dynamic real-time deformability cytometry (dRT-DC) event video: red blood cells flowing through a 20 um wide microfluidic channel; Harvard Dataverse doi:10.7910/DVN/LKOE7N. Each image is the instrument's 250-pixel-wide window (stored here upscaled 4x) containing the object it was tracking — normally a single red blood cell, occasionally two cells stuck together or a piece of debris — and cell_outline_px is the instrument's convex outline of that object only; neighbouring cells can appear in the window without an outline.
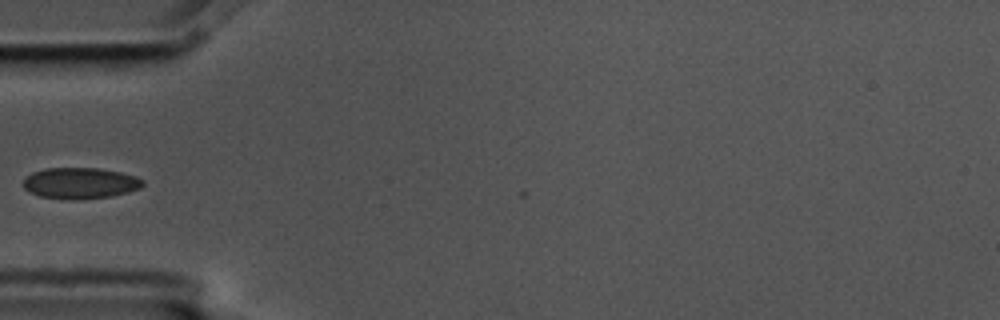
{"species": "common noctule bat (a hibernating species)", "species_latin": "Nyctalus noctula", "temperature_condition": "cold", "stored_images_in_passage": 5, "camera_frame_rate_fps": 3000, "um_per_image_px": 0.085, "animal": {"sex": "male", "body_mass_g": 17.5, "forearm_length_mm": 52.3}, "frame": {"image": 1, "passage_image": 5, "time_ms": 1.333, "image_size_px": [1000, 320], "cell_outline_px": [[144, 184], [140, 188], [128, 192], [112, 196], [76, 200], [68, 200], [40, 196], [28, 192], [24, 188], [24, 180], [32, 172], [44, 168], [100, 168], [120, 172], [136, 176], [144, 180]], "centroid_in_image_um": [6.82, 15.57], "position_along_channel_um": 78.2, "area_um2": 21.85}}